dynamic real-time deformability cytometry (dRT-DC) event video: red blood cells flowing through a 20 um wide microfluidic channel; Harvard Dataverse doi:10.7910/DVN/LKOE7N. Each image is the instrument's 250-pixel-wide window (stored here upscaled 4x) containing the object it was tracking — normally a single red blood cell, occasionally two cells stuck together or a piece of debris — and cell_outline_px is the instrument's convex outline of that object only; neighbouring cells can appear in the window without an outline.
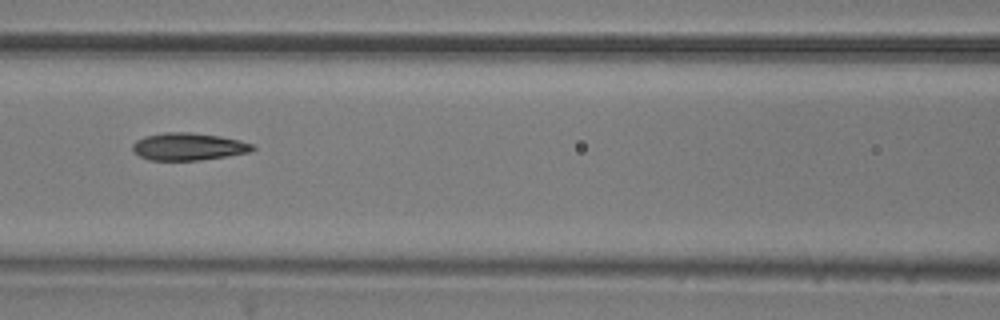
{"species": "common noctule bat (a hibernating species)", "species_latin": "Nyctalus noctula", "temperature_condition": "room temperature", "stored_images_in_passage": 9, "camera_frame_rate_fps": 3000, "um_per_image_px": 0.085, "animal": {"sex": "male", "body_mass_g": 20.5, "forearm_length_mm": 52.5}, "frame": {"image": 1, "passage_image": 6, "time_ms": 1.667, "image_size_px": [1000, 320], "cell_outline_px": [[256, 148], [252, 152], [200, 160], [148, 160], [132, 152], [132, 144], [136, 140], [144, 136], [164, 132], [192, 132], [220, 136], [240, 140], [252, 144]], "centroid_in_image_um": [16.0, 12.46], "position_along_channel_um": 150.6, "area_um2": 19.36}}
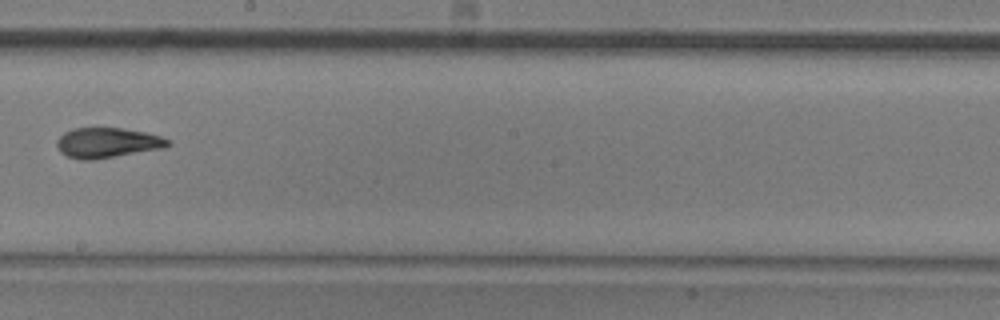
{"frame": {"image": 2, "passage_image": 8, "time_ms": 2.333, "image_size_px": [1000, 320], "cell_outline_px": [[172, 144], [164, 148], [92, 160], [80, 160], [64, 156], [60, 152], [56, 144], [56, 140], [64, 132], [76, 128], [120, 128], [144, 132], [160, 136], [172, 140]], "centroid_in_image_um": [9.11, 12.14], "position_along_channel_um": 239.1, "area_um2": 19.59}}
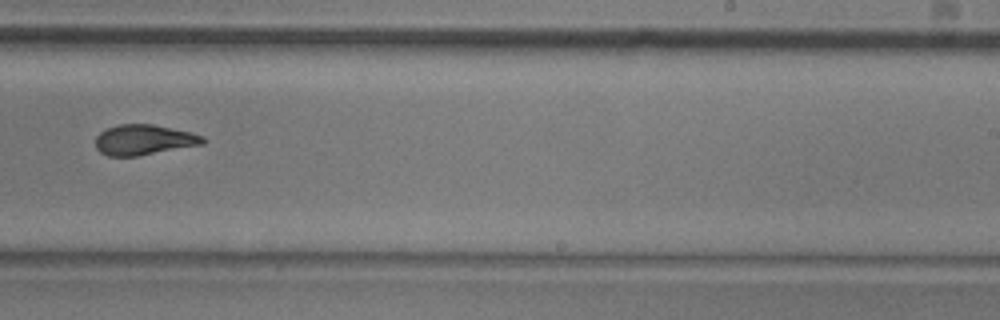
{"frame": {"image": 3, "passage_image": 9, "time_ms": 2.667, "image_size_px": [1000, 320], "cell_outline_px": [[208, 140], [204, 144], [136, 156], [108, 156], [100, 152], [96, 148], [96, 136], [100, 132], [108, 128], [120, 124], [152, 124], [192, 132], [204, 136]], "centroid_in_image_um": [12.26, 11.88], "position_along_channel_um": 276.7, "area_um2": 19.02}}